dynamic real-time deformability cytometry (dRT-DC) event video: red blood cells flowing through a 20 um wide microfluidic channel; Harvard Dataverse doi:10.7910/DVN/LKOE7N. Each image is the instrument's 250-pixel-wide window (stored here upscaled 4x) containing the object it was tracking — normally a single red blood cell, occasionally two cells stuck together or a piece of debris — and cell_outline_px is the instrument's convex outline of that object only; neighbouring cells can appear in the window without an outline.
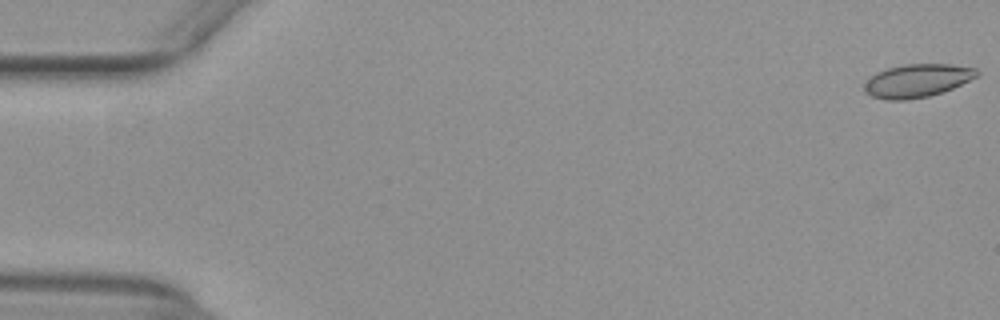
{"species": "common noctule bat (a hibernating species)", "species_latin": "Nyctalus noctula", "temperature_condition": "warm", "stored_images_in_passage": 53, "camera_frame_rate_fps": 3000, "um_per_image_px": 0.085, "animal": {"sex": "female", "body_mass_g": 29.2, "forearm_length_mm": 56.3}, "frame": {"image": 1, "passage_image": 1, "time_ms": 0.0, "image_size_px": [1000, 320], "cell_outline_px": [[980, 72], [976, 76], [952, 88], [928, 96], [908, 100], [888, 100], [872, 96], [864, 92], [864, 84], [868, 76], [876, 72], [888, 68], [904, 64], [952, 64], [976, 68]], "centroid_in_image_um": [77.91, 6.85], "position_along_channel_um": 7.1, "area_um2": 21.73}}
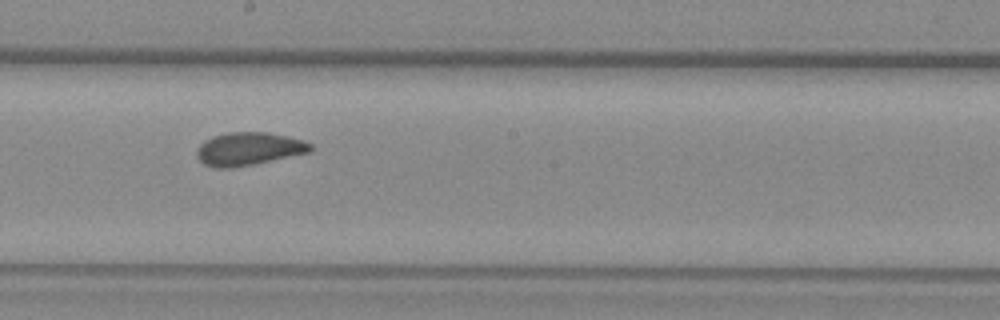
{"frame": {"image": 2, "passage_image": 30, "time_ms": 9.667, "image_size_px": [1000, 320], "cell_outline_px": [[312, 152], [232, 168], [216, 168], [204, 164], [196, 156], [196, 148], [204, 140], [212, 136], [228, 132], [268, 132], [288, 136], [304, 140], [312, 144]], "centroid_in_image_um": [21.13, 12.64], "position_along_channel_um": 227.1, "area_um2": 22.08}}
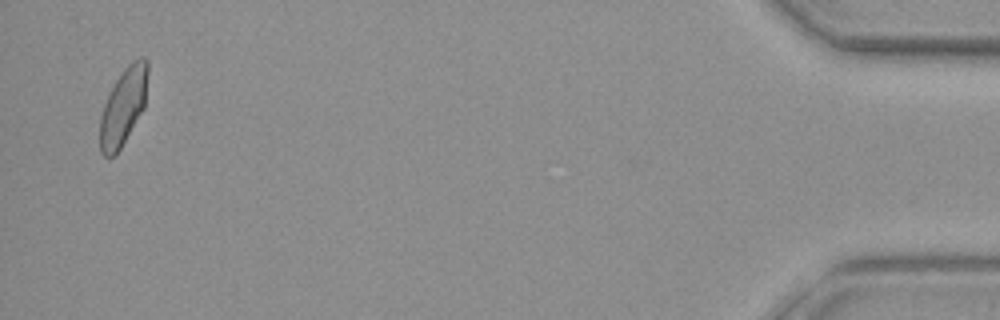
{"frame": {"image": 3, "passage_image": 52, "time_ms": 17.0, "image_size_px": [1000, 320], "cell_outline_px": [[148, 72], [144, 108], [120, 148], [112, 156], [104, 156], [100, 152], [100, 116], [108, 92], [120, 72], [132, 60], [140, 56], [144, 56], [148, 60]], "centroid_in_image_um": [10.48, 8.98], "position_along_channel_um": 424.7, "area_um2": 21.56}, "authors_computed_cell_mechanics": {"area_um2": 21.7328, "velocity_mm_per_s": 3.9404, "shape_relaxation_time_tau1_ms": 6.8982, "shape_relaxation_time_tau2_ms": 1.402, "deformation_change_tau1": 0.134, "deformation_change_tau2": 0.0624}}